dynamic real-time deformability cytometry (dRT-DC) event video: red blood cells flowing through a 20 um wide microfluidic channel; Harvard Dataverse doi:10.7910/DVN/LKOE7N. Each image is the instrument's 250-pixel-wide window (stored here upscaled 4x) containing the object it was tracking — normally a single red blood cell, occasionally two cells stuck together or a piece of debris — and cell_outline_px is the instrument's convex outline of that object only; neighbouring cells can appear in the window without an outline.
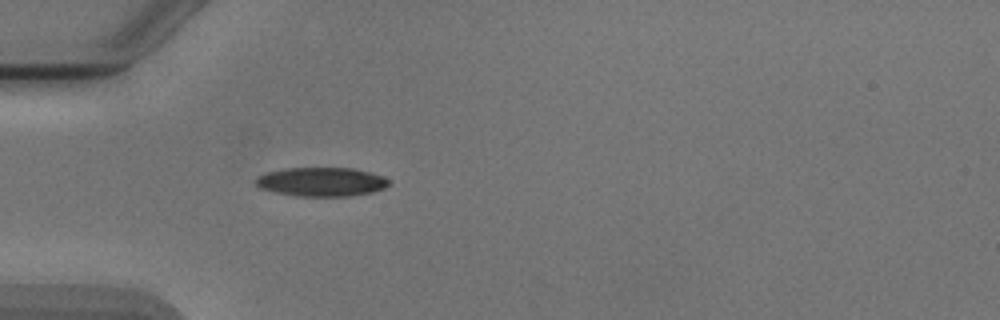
{"species": "Egyptian fruit bat (a non-hibernating species)", "species_latin": "Rousettus aegyptiacus", "temperature_condition": "cold", "stored_images_in_passage": 4, "camera_frame_rate_fps": 3000, "um_per_image_px": 0.085, "animal": {"sex": "male"}, "frame": {"image": 1, "passage_image": 4, "time_ms": 4.333, "image_size_px": [1000, 320], "cell_outline_px": [[392, 184], [384, 188], [372, 192], [348, 196], [296, 196], [276, 192], [260, 188], [256, 184], [256, 180], [260, 176], [268, 172], [284, 168], [352, 168], [372, 172], [384, 176]], "centroid_in_image_um": [27.38, 15.45], "position_along_channel_um": 57.6, "area_um2": 22.43}}